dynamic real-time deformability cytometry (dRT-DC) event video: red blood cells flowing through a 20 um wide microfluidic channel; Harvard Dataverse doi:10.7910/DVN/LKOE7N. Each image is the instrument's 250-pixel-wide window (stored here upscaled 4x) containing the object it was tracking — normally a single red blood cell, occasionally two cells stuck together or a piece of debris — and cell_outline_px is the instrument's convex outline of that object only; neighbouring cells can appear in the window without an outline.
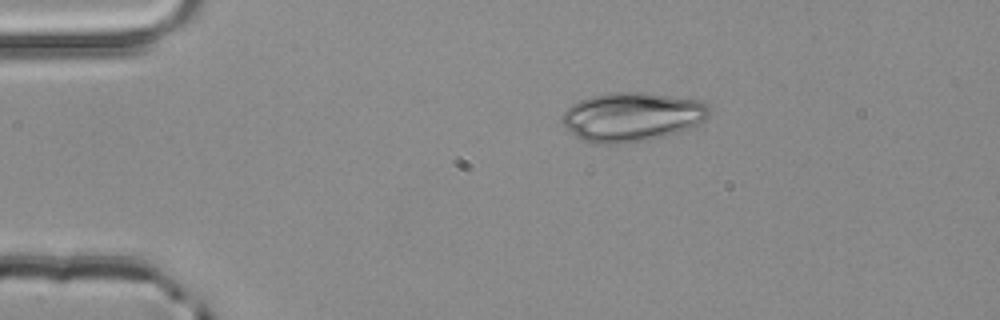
{"species": "common noctule bat (a hibernating species)", "species_latin": "Nyctalus noctula", "temperature_condition": "room temperature", "stored_images_in_passage": 2, "camera_frame_rate_fps": 3000, "um_per_image_px": 0.085, "animal": {"sex": "male", "body_mass_g": 20.4}, "frame": {"image": 1, "passage_image": 1, "time_ms": 0.0, "image_size_px": [1000, 320], "cell_outline_px": [[712, 108], [708, 116], [704, 120], [688, 128], [664, 136], [648, 140], [620, 144], [596, 144], [580, 140], [564, 128], [560, 116], [572, 104], [580, 100], [592, 96], [608, 92], [644, 92], [700, 100], [708, 104]], "centroid_in_image_um": [53.68, 9.93], "position_along_channel_um": 31.3, "area_um2": 42.43}}